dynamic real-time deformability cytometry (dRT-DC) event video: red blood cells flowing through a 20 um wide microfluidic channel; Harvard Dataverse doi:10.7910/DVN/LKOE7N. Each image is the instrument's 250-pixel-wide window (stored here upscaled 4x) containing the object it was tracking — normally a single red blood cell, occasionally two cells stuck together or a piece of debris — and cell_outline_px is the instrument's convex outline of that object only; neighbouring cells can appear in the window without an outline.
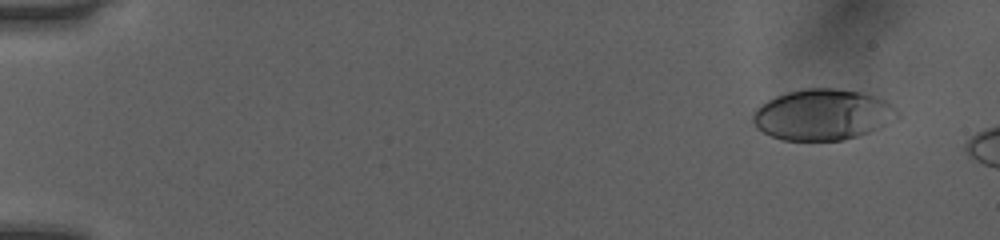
{"species": "human", "species_latin": "Homo sapiens", "temperature_condition": "room temperature", "stored_images_in_passage": 9, "camera_frame_rate_fps": 3000, "um_per_image_px": 0.085, "donor": {"sex": "female"}, "frame": {"image": 1, "passage_image": 1, "time_ms": 0.0, "image_size_px": [1000, 240], "cell_outline_px": [[900, 116], [880, 128], [844, 140], [784, 140], [772, 136], [756, 128], [752, 120], [752, 112], [760, 104], [776, 96], [788, 92], [804, 88], [836, 88], [860, 92], [876, 96], [892, 104], [900, 112]], "centroid_in_image_um": [69.93, 9.74], "position_along_channel_um": 15.1, "area_um2": 43.0}}